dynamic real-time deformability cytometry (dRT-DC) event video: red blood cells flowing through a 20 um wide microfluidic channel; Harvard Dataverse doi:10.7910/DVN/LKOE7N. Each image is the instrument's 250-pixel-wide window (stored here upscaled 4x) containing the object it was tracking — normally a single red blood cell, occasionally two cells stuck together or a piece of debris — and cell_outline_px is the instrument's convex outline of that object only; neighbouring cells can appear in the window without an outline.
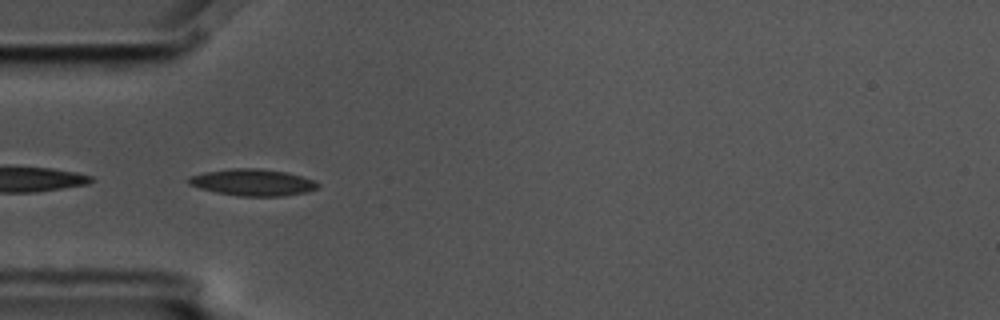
{"species": "common noctule bat (a hibernating species)", "species_latin": "Nyctalus noctula", "temperature_condition": "cold", "stored_images_in_passage": 6, "camera_frame_rate_fps": 3000, "um_per_image_px": 0.085, "animal": {"sex": "male", "body_mass_g": 17.5, "forearm_length_mm": 52.3}, "frame": {"image": 1, "passage_image": 3, "time_ms": 0.667, "image_size_px": [1000, 320], "cell_outline_px": [[320, 184], [316, 188], [308, 192], [284, 196], [240, 196], [216, 192], [200, 188], [188, 184], [188, 176], [204, 172], [228, 168], [260, 168], [288, 172], [316, 180]], "centroid_in_image_um": [21.5, 15.49], "position_along_channel_um": 63.5, "area_um2": 20.35}}